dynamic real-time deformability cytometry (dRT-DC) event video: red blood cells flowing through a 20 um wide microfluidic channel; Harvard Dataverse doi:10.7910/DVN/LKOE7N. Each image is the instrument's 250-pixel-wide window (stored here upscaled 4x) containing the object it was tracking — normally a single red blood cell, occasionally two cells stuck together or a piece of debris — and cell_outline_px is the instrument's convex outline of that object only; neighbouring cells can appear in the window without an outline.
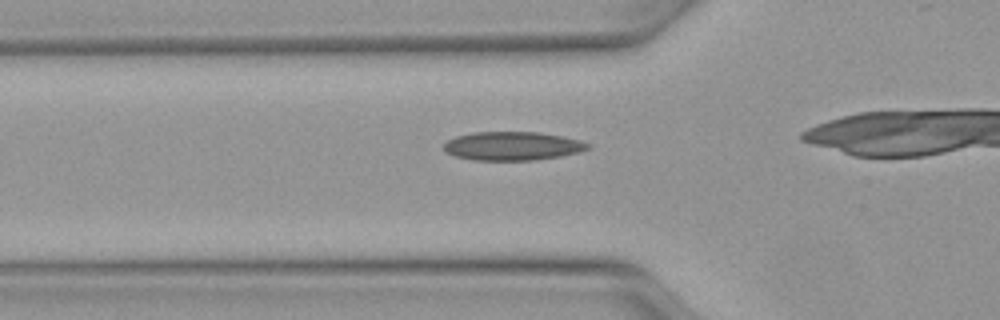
{"species": "Egyptian fruit bat (a non-hibernating species)", "species_latin": "Rousettus aegyptiacus", "temperature_condition": "warm", "stored_images_in_passage": 34, "camera_frame_rate_fps": 3000, "um_per_image_px": 0.085, "animal": {"sex": "female"}, "frame": {"image": 1, "passage_image": 11, "time_ms": 3.333, "image_size_px": [1000, 320], "cell_outline_px": [[592, 148], [580, 152], [560, 156], [536, 160], [472, 160], [456, 156], [448, 152], [444, 148], [444, 144], [448, 140], [456, 136], [476, 132], [540, 132], [580, 140], [588, 144]], "centroid_in_image_um": [43.59, 12.41], "position_along_channel_um": 82.2, "area_um2": 23.93}}
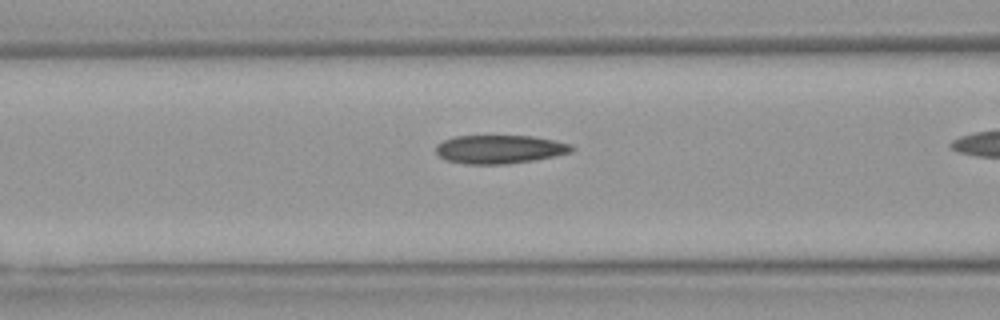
{"frame": {"image": 2, "passage_image": 14, "time_ms": 4.333, "image_size_px": [1000, 320], "cell_outline_px": [[576, 148], [572, 152], [556, 156], [536, 160], [508, 164], [464, 164], [448, 160], [440, 156], [436, 152], [436, 144], [444, 140], [456, 136], [532, 136], [572, 144]], "centroid_in_image_um": [42.51, 12.69], "position_along_channel_um": 124.1, "area_um2": 22.66}}
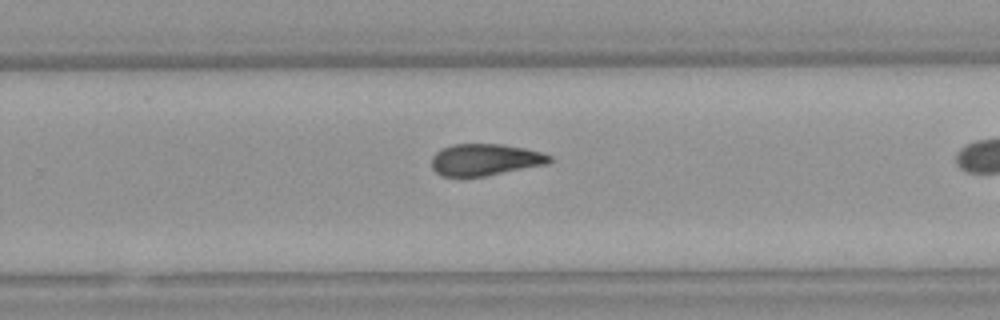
{"frame": {"image": 3, "passage_image": 26, "time_ms": 8.333, "image_size_px": [1000, 320], "cell_outline_px": [[552, 160], [548, 164], [484, 176], [440, 176], [432, 168], [432, 156], [440, 148], [452, 144], [504, 144], [524, 148], [540, 152], [552, 156]], "centroid_in_image_um": [41.22, 13.56], "position_along_channel_um": 288.6, "area_um2": 21.85}}